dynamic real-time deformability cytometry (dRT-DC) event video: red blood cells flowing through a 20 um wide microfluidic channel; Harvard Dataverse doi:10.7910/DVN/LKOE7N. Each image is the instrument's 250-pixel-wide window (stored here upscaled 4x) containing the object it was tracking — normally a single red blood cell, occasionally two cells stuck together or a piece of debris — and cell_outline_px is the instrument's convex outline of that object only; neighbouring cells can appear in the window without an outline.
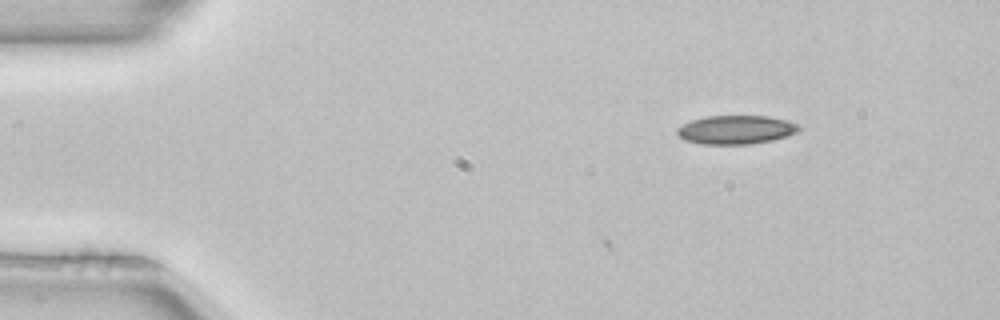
{"species": "common noctule bat (a hibernating species)", "species_latin": "Nyctalus noctula", "temperature_condition": "room temperature", "stored_images_in_passage": 4, "camera_frame_rate_fps": 3000, "um_per_image_px": 0.085, "animal": {"sex": "female", "body_mass_g": 22.7, "forearm_length_mm": 54.2}, "frame": {"image": 1, "passage_image": 2, "time_ms": 0.333, "image_size_px": [1000, 320], "cell_outline_px": [[800, 132], [788, 136], [772, 140], [748, 144], [700, 144], [684, 140], [676, 132], [676, 128], [692, 120], [704, 116], [768, 116], [788, 120], [800, 124]], "centroid_in_image_um": [62.59, 11.02], "position_along_channel_um": 22.4, "area_um2": 20.58}}
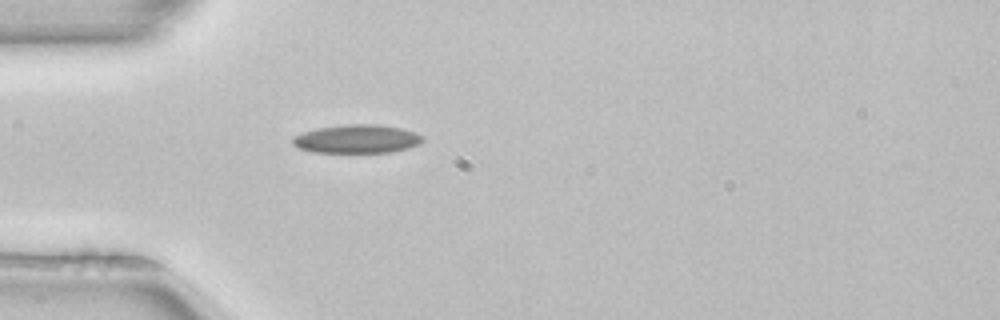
{"frame": {"image": 2, "passage_image": 4, "time_ms": 1.0, "image_size_px": [1000, 320], "cell_outline_px": [[424, 140], [420, 144], [408, 148], [392, 152], [312, 152], [296, 148], [292, 144], [292, 136], [304, 132], [320, 128], [348, 124], [376, 124], [400, 128], [416, 132], [424, 136]], "centroid_in_image_um": [30.35, 11.81], "position_along_channel_um": 54.7, "area_um2": 21.68}}